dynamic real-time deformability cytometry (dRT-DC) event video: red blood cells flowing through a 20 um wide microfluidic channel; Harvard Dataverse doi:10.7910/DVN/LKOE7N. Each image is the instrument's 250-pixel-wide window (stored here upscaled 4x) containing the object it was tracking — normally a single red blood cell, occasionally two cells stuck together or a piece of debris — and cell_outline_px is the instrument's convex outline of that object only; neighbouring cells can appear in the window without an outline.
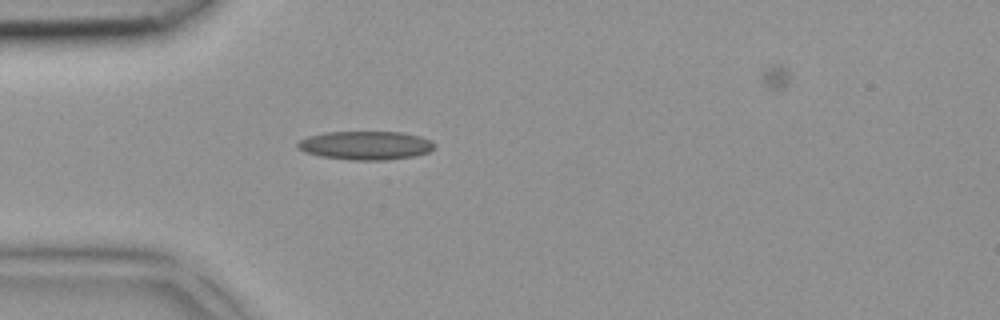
{"species": "common noctule bat (a hibernating species)", "species_latin": "Nyctalus noctula", "temperature_condition": "room temperature", "stored_images_in_passage": 4, "camera_frame_rate_fps": 3000, "um_per_image_px": 0.085, "animal": {"sex": "female", "body_mass_g": 18.4}, "frame": {"image": 1, "passage_image": 4, "time_ms": 1.0, "image_size_px": [1000, 320], "cell_outline_px": [[436, 144], [428, 152], [416, 156], [384, 160], [352, 160], [320, 156], [304, 152], [296, 144], [300, 140], [308, 136], [324, 132], [404, 132], [420, 136], [432, 140]], "centroid_in_image_um": [31.1, 12.35], "position_along_channel_um": 53.9, "area_um2": 22.89}}